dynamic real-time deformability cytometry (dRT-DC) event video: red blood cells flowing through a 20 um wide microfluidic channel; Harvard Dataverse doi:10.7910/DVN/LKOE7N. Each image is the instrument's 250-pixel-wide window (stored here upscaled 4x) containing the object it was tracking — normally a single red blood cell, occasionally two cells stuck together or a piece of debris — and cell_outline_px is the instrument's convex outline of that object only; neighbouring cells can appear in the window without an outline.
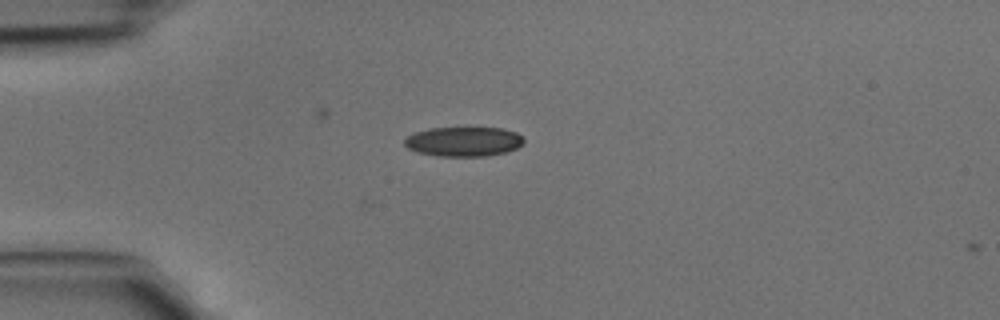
{"species": "common noctule bat (a hibernating species)", "species_latin": "Nyctalus noctula", "temperature_condition": "cold", "stored_images_in_passage": 12, "camera_frame_rate_fps": 3000, "um_per_image_px": 0.085, "animal": {"sex": "male", "body_mass_g": 15.6}, "frame": {"image": 1, "passage_image": 12, "time_ms": 3.667, "image_size_px": [1000, 320], "cell_outline_px": [[524, 144], [516, 148], [504, 152], [488, 156], [436, 156], [416, 152], [408, 148], [404, 144], [404, 140], [408, 136], [416, 132], [428, 128], [464, 124], [500, 128], [516, 132], [524, 140]], "centroid_in_image_um": [39.39, 11.98], "position_along_channel_um": 45.6, "area_um2": 21.56}}